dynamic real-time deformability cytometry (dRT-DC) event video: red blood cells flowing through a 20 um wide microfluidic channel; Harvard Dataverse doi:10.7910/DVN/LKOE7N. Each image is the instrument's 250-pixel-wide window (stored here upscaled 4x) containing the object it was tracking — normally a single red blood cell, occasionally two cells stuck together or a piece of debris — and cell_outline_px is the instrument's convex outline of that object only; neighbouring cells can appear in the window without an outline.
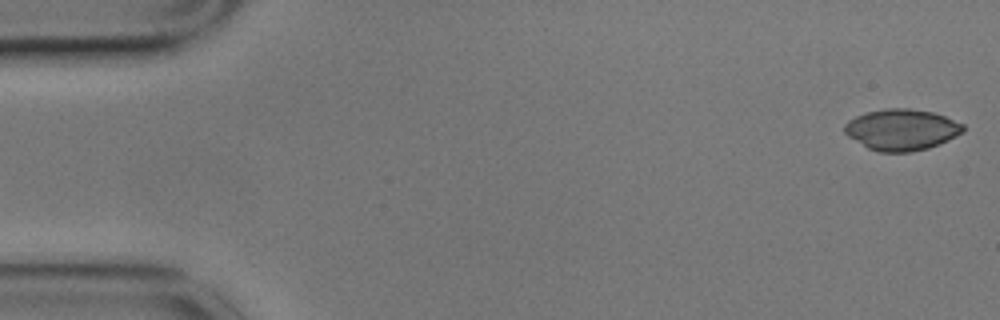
{"species": "common noctule bat (a hibernating species)", "species_latin": "Nyctalus noctula", "temperature_condition": "cold", "stored_images_in_passage": 15, "camera_frame_rate_fps": 3000, "um_per_image_px": 0.085, "animal": {"sex": "male", "body_mass_g": 17.9}, "frame": {"image": 1, "passage_image": 1, "time_ms": 0.0, "image_size_px": [1000, 320], "cell_outline_px": [[964, 132], [940, 144], [928, 148], [912, 152], [880, 152], [868, 148], [848, 136], [844, 132], [844, 124], [848, 120], [864, 112], [884, 108], [908, 108], [932, 112], [944, 116], [964, 124]], "centroid_in_image_um": [76.63, 11.02], "position_along_channel_um": 8.4, "area_um2": 28.61}}
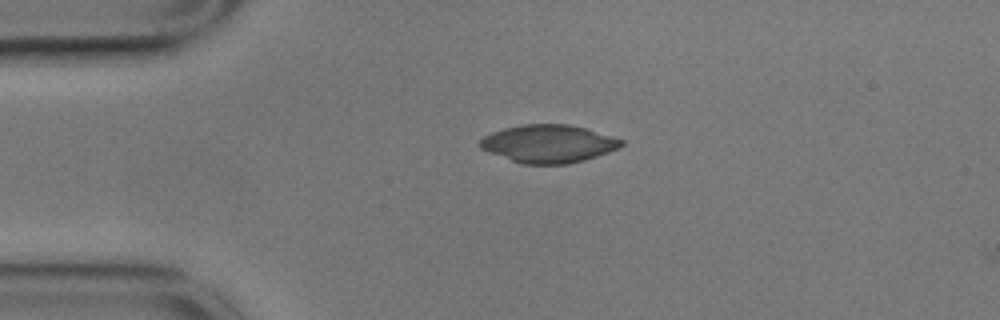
{"frame": {"image": 2, "passage_image": 12, "time_ms": 3.667, "image_size_px": [1000, 320], "cell_outline_px": [[624, 144], [620, 148], [584, 160], [568, 164], [524, 164], [512, 160], [480, 148], [476, 144], [484, 136], [492, 132], [504, 128], [520, 124], [568, 124], [584, 128], [612, 136], [624, 140]], "centroid_in_image_um": [46.62, 12.21], "position_along_channel_um": 38.4, "area_um2": 31.1}}